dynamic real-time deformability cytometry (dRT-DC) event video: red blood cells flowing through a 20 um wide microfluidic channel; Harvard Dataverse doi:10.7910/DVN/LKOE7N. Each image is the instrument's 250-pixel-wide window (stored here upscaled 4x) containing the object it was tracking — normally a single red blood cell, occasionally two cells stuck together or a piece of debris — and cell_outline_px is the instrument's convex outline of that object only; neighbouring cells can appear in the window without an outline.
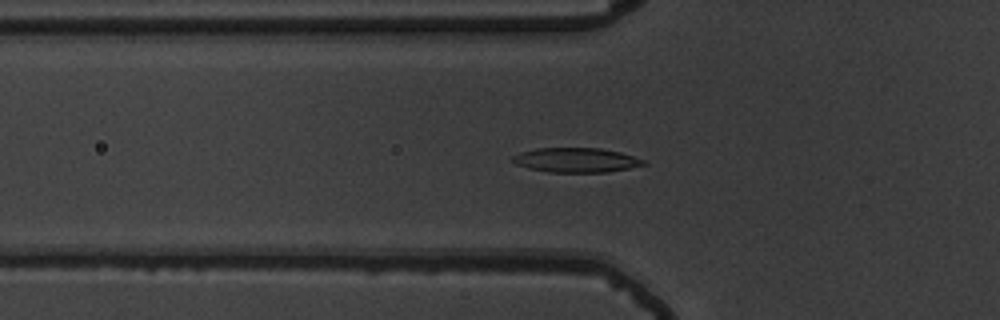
{"species": "common noctule bat (a hibernating species)", "species_latin": "Nyctalus noctula", "temperature_condition": "warm", "stored_images_in_passage": 57, "camera_frame_rate_fps": 3000, "um_per_image_px": 0.085, "animal": {"sex": "male", "body_mass_g": 19.5, "forearm_length_mm": 54.6}, "frame": {"image": 1, "passage_image": 21, "time_ms": 6.667, "image_size_px": [1000, 320], "cell_outline_px": [[648, 164], [608, 172], [548, 172], [528, 168], [516, 164], [512, 160], [512, 156], [520, 152], [536, 148], [600, 148], [620, 152], [648, 160]], "centroid_in_image_um": [49.0, 13.6], "position_along_channel_um": 76.8, "area_um2": 18.84}}
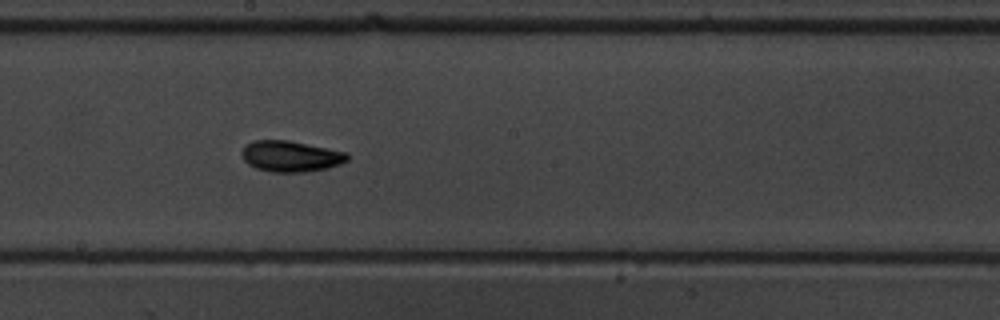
{"frame": {"image": 2, "passage_image": 33, "time_ms": 10.667, "image_size_px": [1000, 320], "cell_outline_px": [[348, 160], [340, 164], [328, 168], [304, 172], [272, 172], [256, 168], [248, 164], [244, 160], [240, 152], [252, 140], [288, 140], [348, 152]], "centroid_in_image_um": [24.72, 13.28], "position_along_channel_um": 223.5, "area_um2": 19.07}}
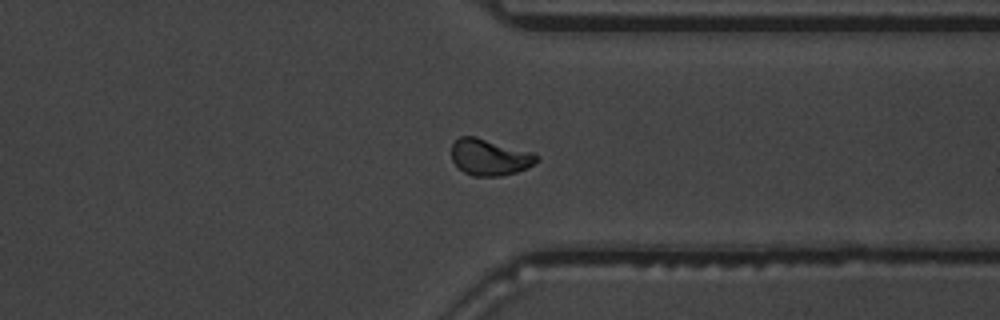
{"frame": {"image": 3, "passage_image": 45, "time_ms": 14.667, "image_size_px": [1000, 320], "cell_outline_px": [[540, 160], [516, 172], [500, 176], [472, 176], [464, 172], [452, 160], [452, 144], [460, 136], [476, 136], [536, 152], [540, 156]], "centroid_in_image_um": [41.66, 13.34], "position_along_channel_um": 369.7, "area_um2": 18.26}, "authors_computed_cell_mechanics": {"area_um2": 18.207, "velocity_mm_per_s": 3.665, "shape_relaxation_time_tau1_ms": 3.0125, "shape_relaxation_time_tau2_ms": 2.7747, "deformation_change_tau1": 0.1419, "deformation_change_tau2": 0.0777}}